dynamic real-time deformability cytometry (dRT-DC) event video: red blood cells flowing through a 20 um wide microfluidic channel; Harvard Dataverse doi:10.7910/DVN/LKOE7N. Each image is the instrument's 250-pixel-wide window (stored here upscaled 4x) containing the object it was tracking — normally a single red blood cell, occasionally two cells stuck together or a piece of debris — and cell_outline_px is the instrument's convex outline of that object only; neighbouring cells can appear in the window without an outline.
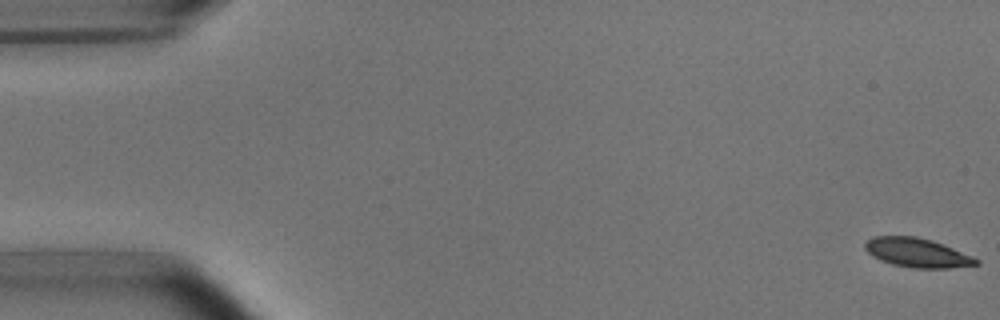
{"species": "common noctule bat (a hibernating species)", "species_latin": "Nyctalus noctula", "temperature_condition": "room temperature", "stored_images_in_passage": 6, "camera_frame_rate_fps": 3000, "um_per_image_px": 0.085, "animal": {"sex": "male", "body_mass_g": 15.6}, "frame": {"image": 1, "passage_image": 1, "time_ms": 0.0, "image_size_px": [1000, 320], "cell_outline_px": [[980, 264], [948, 268], [912, 268], [892, 264], [880, 260], [872, 256], [864, 248], [864, 244], [872, 236], [916, 236], [932, 240], [944, 244], [972, 256], [980, 260]], "centroid_in_image_um": [77.96, 21.48], "position_along_channel_um": 7.0, "area_um2": 18.96}}